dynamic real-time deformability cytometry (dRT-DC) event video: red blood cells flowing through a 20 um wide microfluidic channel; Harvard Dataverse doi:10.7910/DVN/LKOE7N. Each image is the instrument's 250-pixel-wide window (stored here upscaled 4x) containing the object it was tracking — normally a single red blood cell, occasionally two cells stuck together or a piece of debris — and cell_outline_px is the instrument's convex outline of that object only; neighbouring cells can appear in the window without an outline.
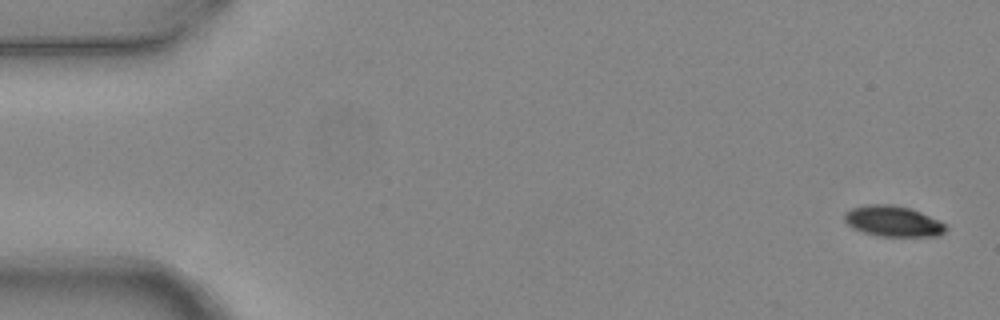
{"species": "common noctule bat (a hibernating species)", "species_latin": "Nyctalus noctula", "temperature_condition": "warm", "stored_images_in_passage": 6, "camera_frame_rate_fps": 3000, "um_per_image_px": 0.085, "animal": {"sex": "female", "body_mass_g": 24.6, "forearm_length_mm": 56.2}, "frame": {"image": 1, "passage_image": 1, "time_ms": 0.0, "image_size_px": [1000, 320], "cell_outline_px": [[948, 228], [940, 236], [876, 236], [852, 228], [844, 220], [844, 212], [852, 208], [868, 204], [892, 204], [908, 208], [920, 212], [940, 220]], "centroid_in_image_um": [75.9, 18.81], "position_along_channel_um": 9.1, "area_um2": 18.21}}
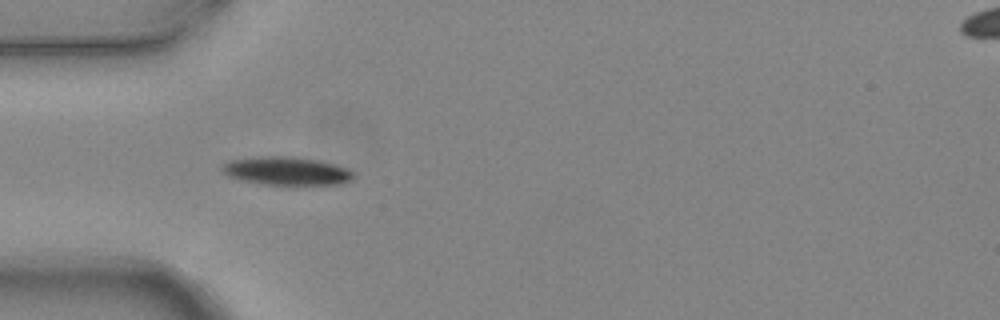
{"frame": {"image": 2, "passage_image": 5, "time_ms": 1.333, "image_size_px": [1000, 320], "cell_outline_px": [[356, 176], [340, 184], [260, 184], [240, 180], [228, 176], [220, 172], [220, 164], [228, 160], [260, 156], [292, 156], [316, 160], [336, 164], [348, 168]], "centroid_in_image_um": [24.27, 14.52], "position_along_channel_um": 60.7, "area_um2": 21.85}}
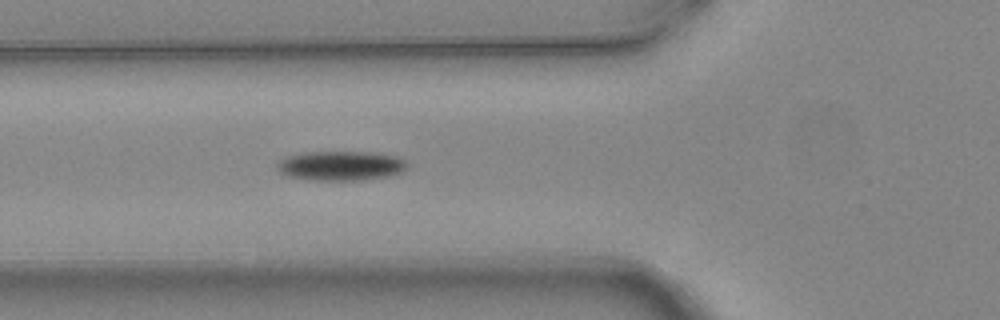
{"frame": {"image": 3, "passage_image": 6, "time_ms": 1.667, "image_size_px": [1000, 320], "cell_outline_px": [[408, 168], [400, 172], [388, 176], [364, 180], [308, 180], [288, 176], [280, 172], [276, 168], [276, 164], [284, 156], [304, 152], [376, 152], [400, 156], [408, 164]], "centroid_in_image_um": [28.97, 14.08], "position_along_channel_um": 96.8, "area_um2": 22.77}}